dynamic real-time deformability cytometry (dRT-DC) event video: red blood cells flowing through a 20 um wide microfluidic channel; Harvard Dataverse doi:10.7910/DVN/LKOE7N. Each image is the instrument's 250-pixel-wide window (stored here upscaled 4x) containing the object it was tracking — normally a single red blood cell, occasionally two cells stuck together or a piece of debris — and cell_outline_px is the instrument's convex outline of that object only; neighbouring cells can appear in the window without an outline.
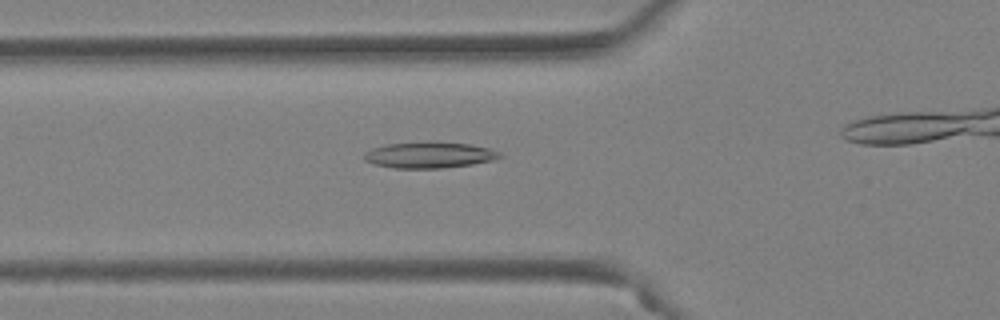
{"species": "Egyptian fruit bat (a non-hibernating species)", "species_latin": "Rousettus aegyptiacus", "temperature_condition": "warm", "stored_images_in_passage": 35, "camera_frame_rate_fps": 3000, "um_per_image_px": 0.085, "animal": {"sex": "female"}, "frame": {"image": 1, "passage_image": 12, "time_ms": 3.667, "image_size_px": [1000, 320], "cell_outline_px": [[504, 156], [492, 160], [472, 164], [440, 168], [396, 168], [376, 164], [364, 160], [364, 152], [372, 148], [384, 144], [428, 140], [432, 140], [472, 144], [488, 148], [500, 152]], "centroid_in_image_um": [36.49, 13.14], "position_along_channel_um": 89.3, "area_um2": 21.04}}
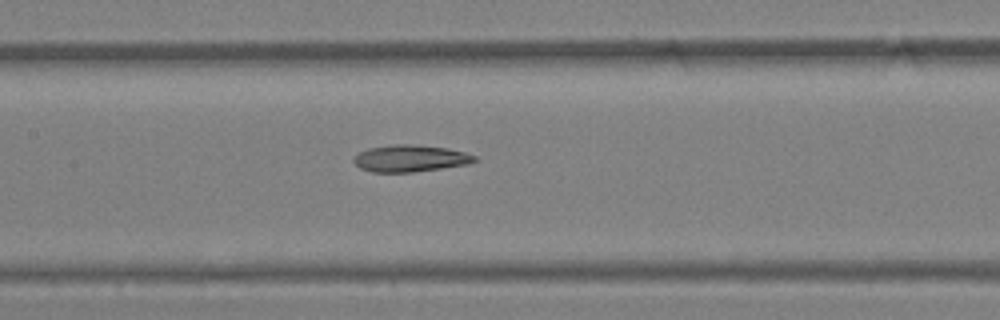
{"frame": {"image": 2, "passage_image": 18, "time_ms": 5.667, "image_size_px": [1000, 320], "cell_outline_px": [[480, 160], [468, 164], [412, 172], [372, 172], [360, 168], [352, 160], [360, 152], [368, 148], [388, 144], [412, 144], [448, 148], [464, 152], [476, 156]], "centroid_in_image_um": [34.88, 13.45], "position_along_channel_um": 172.5, "area_um2": 18.96}}
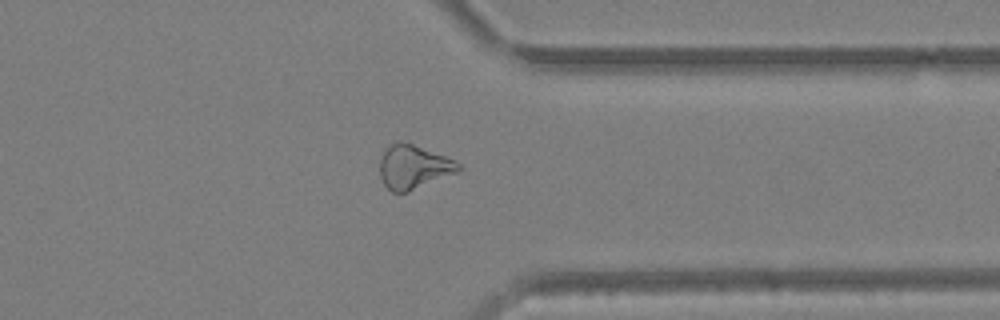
{"frame": {"image": 3, "passage_image": 33, "time_ms": 10.667, "image_size_px": [1000, 320], "cell_outline_px": [[464, 168], [460, 172], [408, 192], [392, 192], [384, 184], [380, 176], [380, 156], [384, 148], [388, 144], [400, 140], [412, 144], [444, 156], [460, 164]], "centroid_in_image_um": [35.14, 14.19], "position_along_channel_um": 376.3, "area_um2": 20.35}}